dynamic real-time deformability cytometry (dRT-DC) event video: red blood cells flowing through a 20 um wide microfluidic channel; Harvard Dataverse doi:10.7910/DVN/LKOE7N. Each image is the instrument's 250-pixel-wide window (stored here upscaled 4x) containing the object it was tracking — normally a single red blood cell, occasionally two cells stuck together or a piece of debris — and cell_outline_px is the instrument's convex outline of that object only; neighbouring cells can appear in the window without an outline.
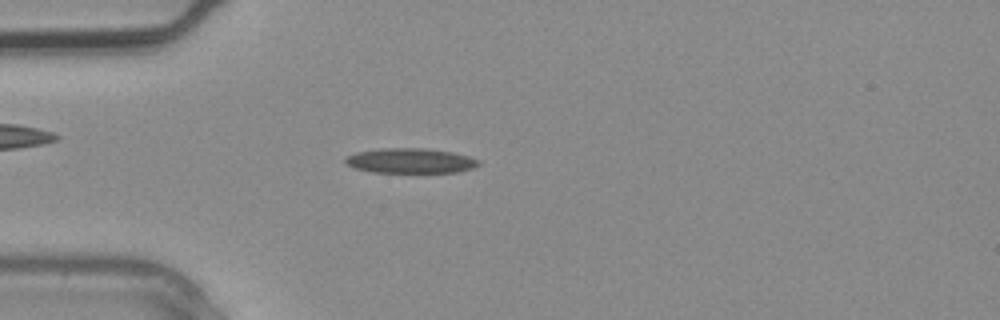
{"species": "common noctule bat (a hibernating species)", "species_latin": "Nyctalus noctula", "temperature_condition": "warm", "stored_images_in_passage": 3, "camera_frame_rate_fps": 3000, "um_per_image_px": 0.085, "animal": {"sex": "male", "body_mass_g": 20.4}, "frame": {"image": 1, "passage_image": 3, "time_ms": 0.667, "image_size_px": [1000, 320], "cell_outline_px": [[480, 164], [472, 168], [456, 172], [372, 172], [356, 168], [348, 164], [344, 160], [344, 156], [356, 152], [380, 148], [424, 148], [452, 152], [468, 156], [480, 160]], "centroid_in_image_um": [34.87, 13.65], "position_along_channel_um": 50.1, "area_um2": 19.31}}